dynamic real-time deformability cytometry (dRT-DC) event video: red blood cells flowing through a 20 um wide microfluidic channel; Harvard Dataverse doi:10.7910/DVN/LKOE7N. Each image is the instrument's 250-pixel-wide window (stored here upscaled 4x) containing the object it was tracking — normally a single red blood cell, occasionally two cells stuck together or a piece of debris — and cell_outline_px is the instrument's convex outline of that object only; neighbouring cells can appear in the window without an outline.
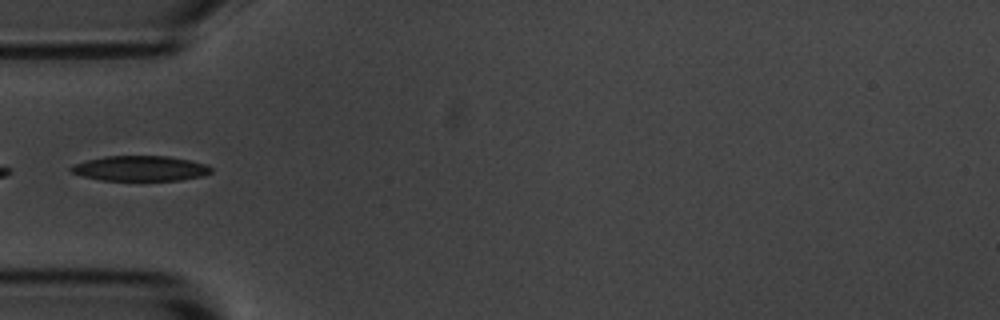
{"species": "common noctule bat (a hibernating species)", "species_latin": "Nyctalus noctula", "temperature_condition": "room temperature", "stored_images_in_passage": 2, "camera_frame_rate_fps": 3000, "um_per_image_px": 0.085, "animal": {"sex": "male", "body_mass_g": 20.1, "forearm_length_mm": 53.5}, "frame": {"image": 1, "passage_image": 2, "time_ms": 1.333, "image_size_px": [1000, 320], "cell_outline_px": [[212, 172], [200, 176], [180, 180], [100, 180], [84, 176], [72, 172], [68, 168], [72, 164], [104, 156], [168, 156], [192, 160], [208, 164], [212, 168]], "centroid_in_image_um": [11.94, 14.3], "position_along_channel_um": 73.1, "area_um2": 20.58}}